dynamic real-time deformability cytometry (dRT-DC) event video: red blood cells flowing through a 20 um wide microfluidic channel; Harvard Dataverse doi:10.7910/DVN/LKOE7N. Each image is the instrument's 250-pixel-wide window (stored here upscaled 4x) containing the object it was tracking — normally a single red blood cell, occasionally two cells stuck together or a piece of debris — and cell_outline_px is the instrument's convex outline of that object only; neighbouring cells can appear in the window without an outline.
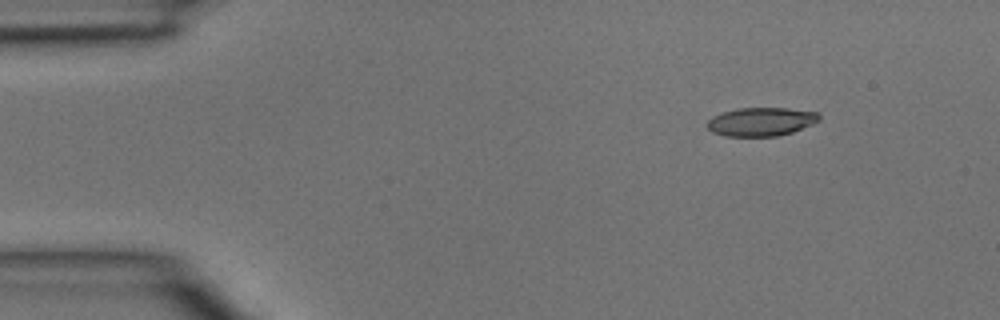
{"species": "common noctule bat (a hibernating species)", "species_latin": "Nyctalus noctula", "temperature_condition": "room temperature", "stored_images_in_passage": 4, "segment_of_instrument_passage": [1, 2], "camera_frame_rate_fps": 3000, "um_per_image_px": 0.085, "animal": {"sex": "male", "body_mass_g": 15.6}, "frame": {"image": 1, "passage_image": 1, "time_ms": 0.0, "image_size_px": [1000, 320], "cell_outline_px": [[820, 120], [812, 124], [792, 132], [776, 136], [724, 136], [712, 132], [704, 124], [712, 116], [724, 112], [740, 108], [788, 108], [820, 112]], "centroid_in_image_um": [64.69, 10.34], "position_along_channel_um": 20.3, "area_um2": 18.73}}
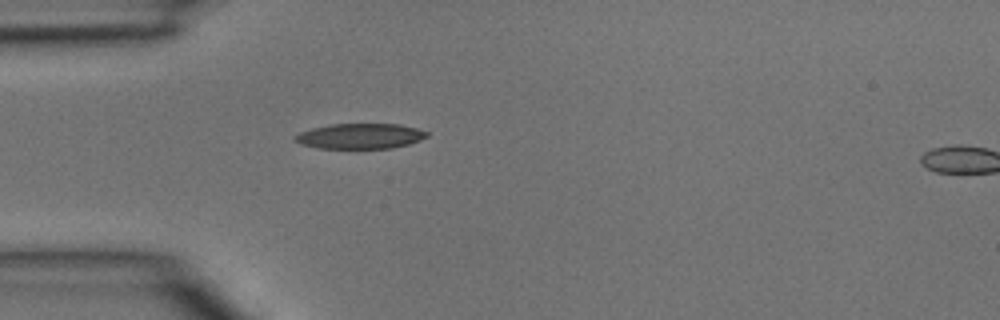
{"frame": {"image": 2, "passage_image": 3, "time_ms": 0.667, "image_size_px": [1000, 320], "cell_outline_px": [[428, 136], [420, 140], [408, 144], [392, 148], [316, 148], [300, 144], [292, 140], [292, 136], [300, 132], [312, 128], [332, 124], [400, 124], [416, 128], [428, 132]], "centroid_in_image_um": [30.57, 11.57], "position_along_channel_um": 54.4, "area_um2": 19.54}}